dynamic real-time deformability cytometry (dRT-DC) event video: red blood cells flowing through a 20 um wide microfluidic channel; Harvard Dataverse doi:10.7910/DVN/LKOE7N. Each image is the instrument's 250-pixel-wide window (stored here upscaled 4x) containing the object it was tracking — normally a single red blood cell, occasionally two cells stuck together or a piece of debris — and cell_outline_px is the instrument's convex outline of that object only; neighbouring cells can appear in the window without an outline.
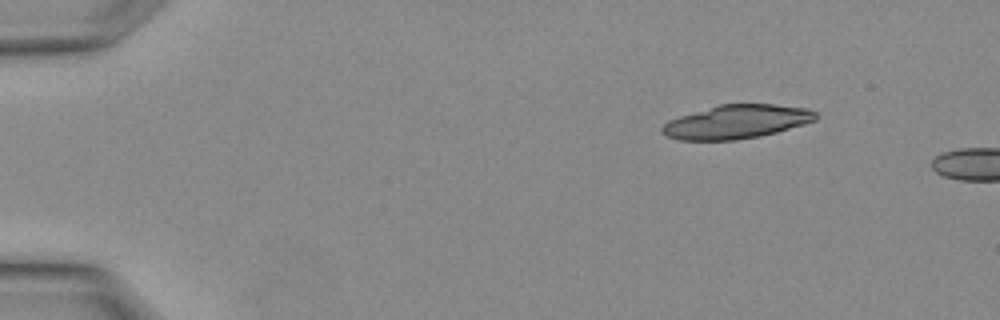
{"species": "Egyptian fruit bat (a non-hibernating species)", "species_latin": "Rousettus aegyptiacus", "temperature_condition": "warm", "stored_images_in_passage": 2, "camera_frame_rate_fps": 3000, "um_per_image_px": 0.085, "animal": {"sex": "female"}, "frame": {"image": 1, "passage_image": 1, "time_ms": 0.0, "image_size_px": [1000, 320], "cell_outline_px": [[820, 116], [816, 120], [804, 124], [776, 132], [760, 136], [736, 140], [676, 140], [660, 132], [660, 128], [668, 120], [680, 116], [720, 104], [776, 104], [808, 108], [816, 112]], "centroid_in_image_um": [62.62, 10.35], "position_along_channel_um": 22.4, "area_um2": 30.29}}